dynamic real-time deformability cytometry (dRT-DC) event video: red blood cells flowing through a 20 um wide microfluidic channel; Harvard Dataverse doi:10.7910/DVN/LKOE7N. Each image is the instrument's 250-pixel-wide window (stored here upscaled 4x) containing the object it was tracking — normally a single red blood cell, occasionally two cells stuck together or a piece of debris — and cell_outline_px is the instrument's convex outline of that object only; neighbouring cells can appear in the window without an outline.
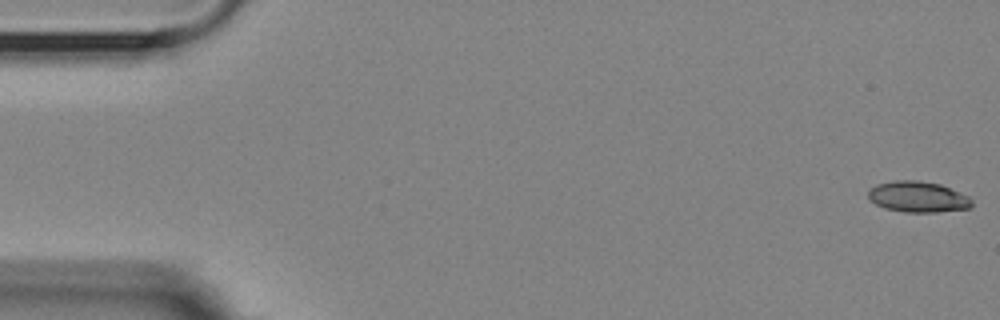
{"species": "Egyptian fruit bat (a non-hibernating species)", "species_latin": "Rousettus aegyptiacus", "temperature_condition": "room temperature", "stored_images_in_passage": 11, "camera_frame_rate_fps": 3000, "um_per_image_px": 0.085, "animal": {"sex": "female"}, "frame": {"image": 1, "passage_image": 1, "time_ms": 0.0, "image_size_px": [1000, 320], "cell_outline_px": [[972, 204], [968, 208], [936, 212], [904, 212], [884, 208], [876, 204], [868, 196], [868, 192], [876, 184], [896, 180], [916, 180], [940, 184], [968, 196], [972, 200]], "centroid_in_image_um": [78.01, 16.73], "position_along_channel_um": 7.0, "area_um2": 18.44}}